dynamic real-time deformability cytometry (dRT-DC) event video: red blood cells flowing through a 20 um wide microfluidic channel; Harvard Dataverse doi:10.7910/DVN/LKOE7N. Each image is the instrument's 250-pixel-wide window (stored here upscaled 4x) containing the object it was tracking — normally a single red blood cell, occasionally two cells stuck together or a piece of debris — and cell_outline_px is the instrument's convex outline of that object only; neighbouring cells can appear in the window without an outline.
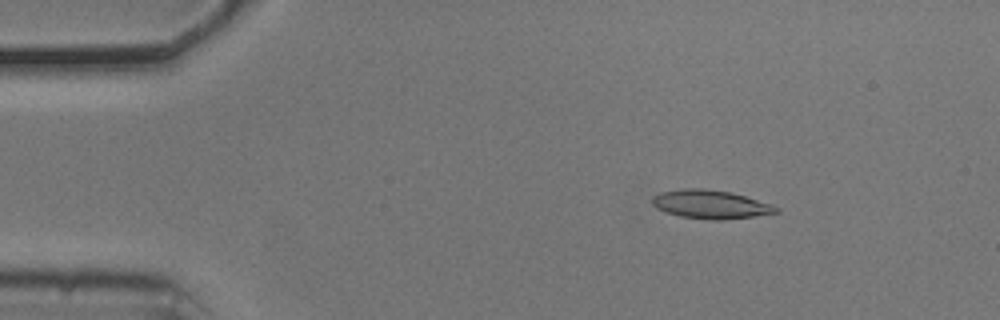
{"species": "common noctule bat (a hibernating species)", "species_latin": "Nyctalus noctula", "temperature_condition": "cold", "stored_images_in_passage": 54, "camera_frame_rate_fps": 3000, "um_per_image_px": 0.085, "animal": {"sex": "male", "body_mass_g": 20.5, "forearm_length_mm": 52.5}, "frame": {"image": 1, "passage_image": 8, "time_ms": 2.333, "image_size_px": [1000, 320], "cell_outline_px": [[780, 212], [724, 220], [708, 220], [680, 216], [656, 208], [652, 204], [652, 196], [660, 192], [680, 188], [704, 188], [732, 192], [772, 204], [780, 208]], "centroid_in_image_um": [60.4, 17.36], "position_along_channel_um": 24.6, "area_um2": 20.81}}
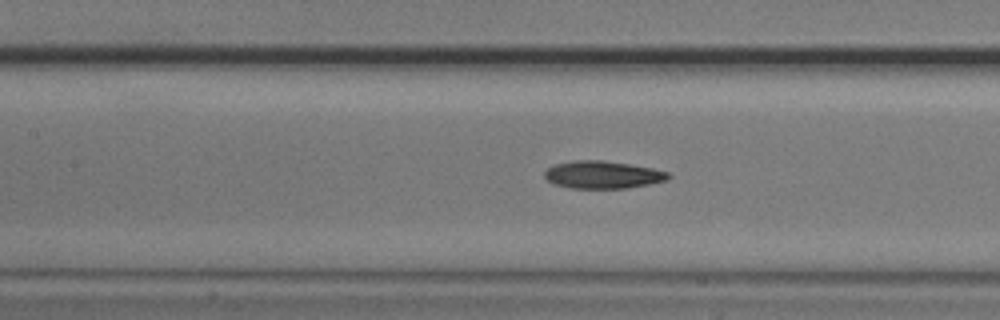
{"frame": {"image": 2, "passage_image": 24, "time_ms": 7.667, "image_size_px": [1000, 320], "cell_outline_px": [[672, 176], [668, 180], [628, 188], [572, 188], [556, 184], [548, 180], [544, 176], [544, 172], [548, 168], [556, 164], [572, 160], [604, 160], [652, 168], [668, 172]], "centroid_in_image_um": [51.25, 14.85], "position_along_channel_um": 156.1, "area_um2": 19.77}}
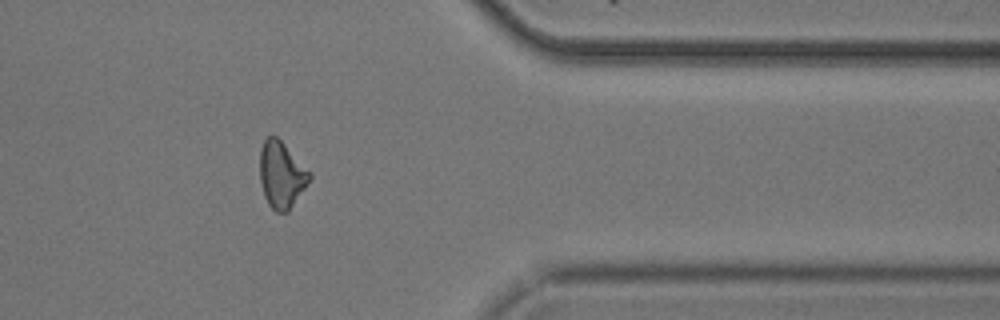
{"frame": {"image": 3, "passage_image": 44, "time_ms": 14.333, "image_size_px": [1000, 320], "cell_outline_px": [[312, 176], [288, 212], [276, 212], [268, 204], [264, 196], [260, 180], [260, 148], [264, 140], [268, 136], [276, 136], [312, 172]], "centroid_in_image_um": [23.92, 14.85], "position_along_channel_um": 387.5, "area_um2": 19.19}, "authors_computed_cell_mechanics": {"area_um2": 19.7676, "velocity_mm_per_s": 3.7208, "shape_relaxation_time_tau1_ms": 3.4305, "shape_relaxation_time_tau2_ms": 7.2413, "deformation_change_tau1": 0.1238, "deformation_change_tau2": 0.1865}}